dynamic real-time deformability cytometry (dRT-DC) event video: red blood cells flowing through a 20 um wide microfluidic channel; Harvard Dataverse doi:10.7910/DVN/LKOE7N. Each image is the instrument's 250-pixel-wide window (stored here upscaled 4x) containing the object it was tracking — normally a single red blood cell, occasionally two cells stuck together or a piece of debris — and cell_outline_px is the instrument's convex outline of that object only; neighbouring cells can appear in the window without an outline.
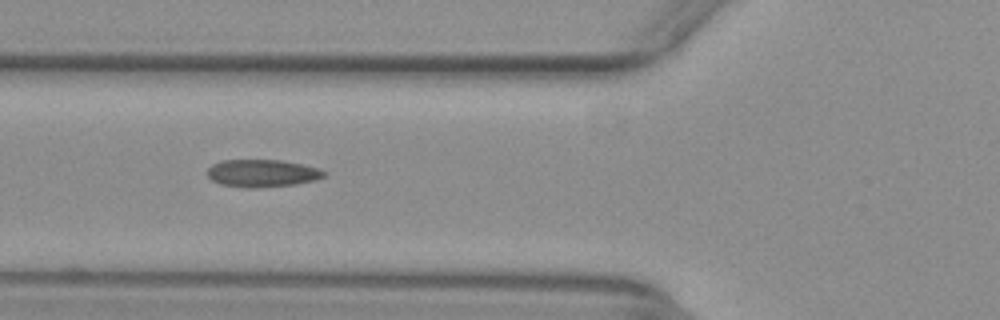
{"species": "common noctule bat (a hibernating species)", "species_latin": "Nyctalus noctula", "temperature_condition": "warm", "stored_images_in_passage": 40, "camera_frame_rate_fps": 3000, "um_per_image_px": 0.085, "animal": {"sex": "female", "body_mass_g": 29.2, "forearm_length_mm": 56.3}, "frame": {"image": 1, "passage_image": 7, "time_ms": 2.0, "image_size_px": [1000, 320], "cell_outline_px": [[328, 172], [324, 176], [316, 180], [296, 184], [256, 188], [248, 188], [220, 184], [212, 180], [208, 176], [208, 168], [212, 164], [220, 160], [280, 160], [320, 168]], "centroid_in_image_um": [22.3, 14.72], "position_along_channel_um": 103.5, "area_um2": 18.79}}
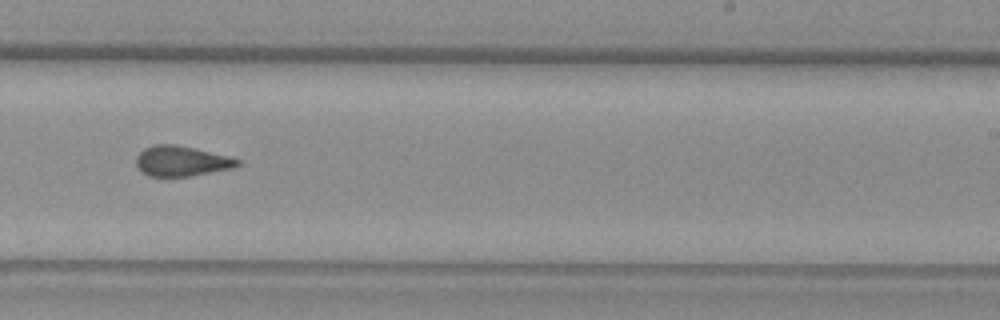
{"frame": {"image": 2, "passage_image": 20, "time_ms": 6.333, "image_size_px": [1000, 320], "cell_outline_px": [[240, 164], [236, 168], [188, 176], [148, 176], [140, 172], [136, 164], [136, 156], [144, 148], [156, 144], [172, 144], [192, 148], [228, 156], [240, 160]], "centroid_in_image_um": [15.41, 13.7], "position_along_channel_um": 273.6, "area_um2": 17.8}}
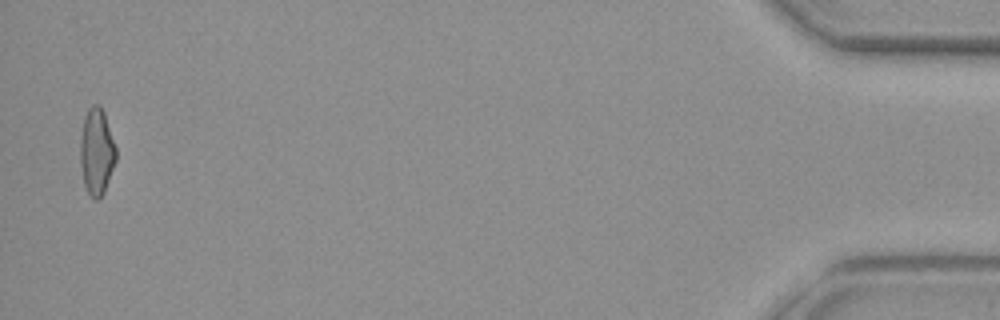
{"frame": {"image": 3, "passage_image": 39, "time_ms": 12.667, "image_size_px": [1000, 320], "cell_outline_px": [[116, 160], [104, 192], [96, 200], [88, 192], [84, 184], [80, 164], [80, 136], [84, 116], [88, 108], [92, 104], [100, 104], [104, 112], [116, 148]], "centroid_in_image_um": [8.2, 12.84], "position_along_channel_um": 427.0, "area_um2": 18.03}, "authors_computed_cell_mechanics": {"area_um2": 18.1781, "velocity_mm_per_s": 3.9251, "shape_relaxation_time_tau1_ms": null, "shape_relaxation_time_tau2_ms": 1.8299, "deformation_change_tau1": null, "deformation_change_tau2": 0.0918}}